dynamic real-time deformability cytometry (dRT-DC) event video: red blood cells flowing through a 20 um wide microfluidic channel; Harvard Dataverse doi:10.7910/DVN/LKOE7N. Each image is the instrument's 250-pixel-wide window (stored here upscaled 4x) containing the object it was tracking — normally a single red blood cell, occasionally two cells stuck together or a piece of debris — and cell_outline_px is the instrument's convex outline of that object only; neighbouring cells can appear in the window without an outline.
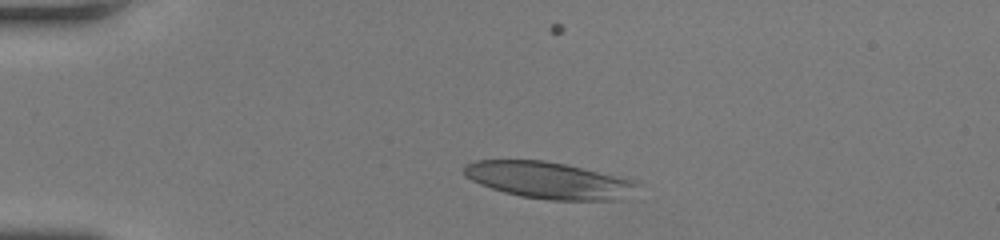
{"species": "human", "species_latin": "Homo sapiens", "temperature_condition": "room temperature", "stored_images_in_passage": 41, "segment_of_instrument_passage": [1, 2], "camera_frame_rate_fps": 3000, "um_per_image_px": 0.085, "donor": {"sex": "female"}, "frame": {"image": 1, "passage_image": 1, "time_ms": 0.0, "image_size_px": [1000, 240], "cell_outline_px": [[644, 184], [624, 200], [548, 200], [520, 196], [504, 192], [480, 184], [464, 176], [464, 164], [476, 160], [544, 160], [628, 176], [640, 180]], "centroid_in_image_um": [46.81, 15.32], "position_along_channel_um": 38.2, "area_um2": 38.15}}
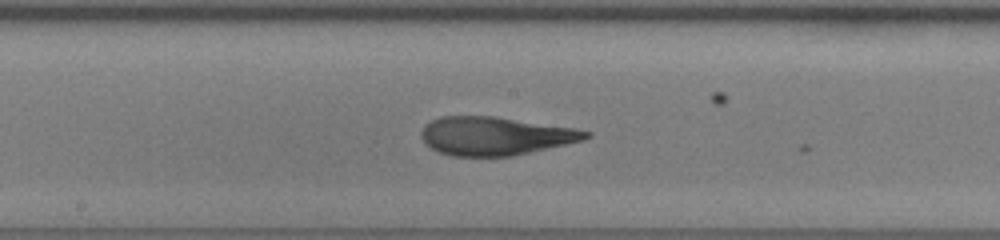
{"frame": {"image": 2, "passage_image": 17, "time_ms": 5.333, "image_size_px": [1000, 240], "cell_outline_px": [[592, 136], [584, 140], [512, 156], [452, 156], [436, 152], [424, 144], [420, 136], [420, 132], [424, 124], [440, 116], [496, 116], [576, 128], [592, 132]], "centroid_in_image_um": [42.06, 11.55], "position_along_channel_um": 206.1, "area_um2": 37.22}}
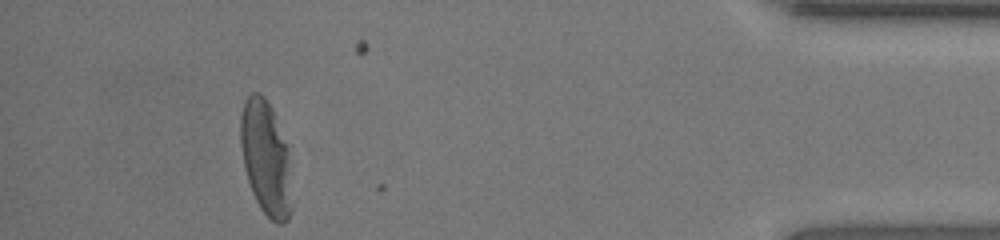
{"frame": {"image": 3, "passage_image": 36, "time_ms": 11.667, "image_size_px": [1000, 240], "cell_outline_px": [[292, 212], [288, 220], [284, 224], [276, 224], [260, 208], [252, 192], [244, 168], [240, 144], [240, 116], [244, 100], [252, 92], [260, 92], [264, 96], [272, 108], [288, 144], [292, 208]], "centroid_in_image_um": [22.6, 13.43], "position_along_channel_um": 412.6, "area_um2": 34.8}}